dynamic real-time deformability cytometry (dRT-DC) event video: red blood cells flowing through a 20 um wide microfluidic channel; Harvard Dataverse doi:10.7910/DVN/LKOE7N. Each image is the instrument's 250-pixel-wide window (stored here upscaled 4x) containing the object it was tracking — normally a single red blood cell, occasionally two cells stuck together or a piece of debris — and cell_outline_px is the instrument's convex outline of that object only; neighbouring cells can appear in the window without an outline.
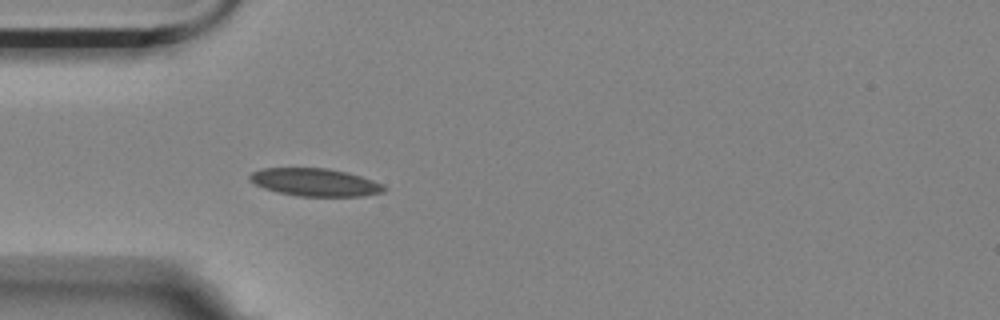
{"species": "Egyptian fruit bat (a non-hibernating species)", "species_latin": "Rousettus aegyptiacus", "temperature_condition": "room temperature", "stored_images_in_passage": 10, "camera_frame_rate_fps": 3000, "um_per_image_px": 0.085, "animal": {"sex": "female"}, "frame": {"image": 1, "passage_image": 1, "time_ms": 0.0, "image_size_px": [1000, 320], "cell_outline_px": [[388, 188], [384, 192], [364, 196], [300, 196], [280, 192], [264, 188], [248, 180], [248, 176], [252, 172], [264, 168], [328, 168], [348, 172], [384, 184]], "centroid_in_image_um": [26.82, 15.49], "position_along_channel_um": 58.2, "area_um2": 21.73}}
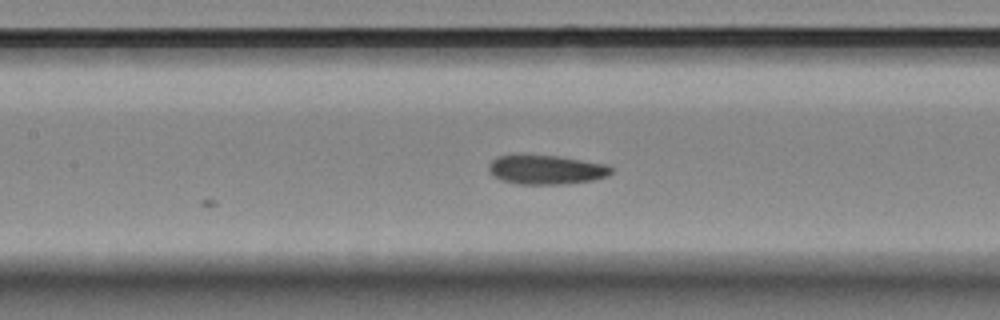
{"frame": {"image": 2, "passage_image": 10, "time_ms": 3.0, "image_size_px": [1000, 320], "cell_outline_px": [[612, 172], [608, 176], [596, 180], [564, 184], [520, 184], [504, 180], [492, 176], [488, 172], [488, 164], [496, 156], [516, 152], [560, 156], [608, 164], [612, 168]], "centroid_in_image_um": [46.39, 14.38], "position_along_channel_um": 161.0, "area_um2": 21.79}}